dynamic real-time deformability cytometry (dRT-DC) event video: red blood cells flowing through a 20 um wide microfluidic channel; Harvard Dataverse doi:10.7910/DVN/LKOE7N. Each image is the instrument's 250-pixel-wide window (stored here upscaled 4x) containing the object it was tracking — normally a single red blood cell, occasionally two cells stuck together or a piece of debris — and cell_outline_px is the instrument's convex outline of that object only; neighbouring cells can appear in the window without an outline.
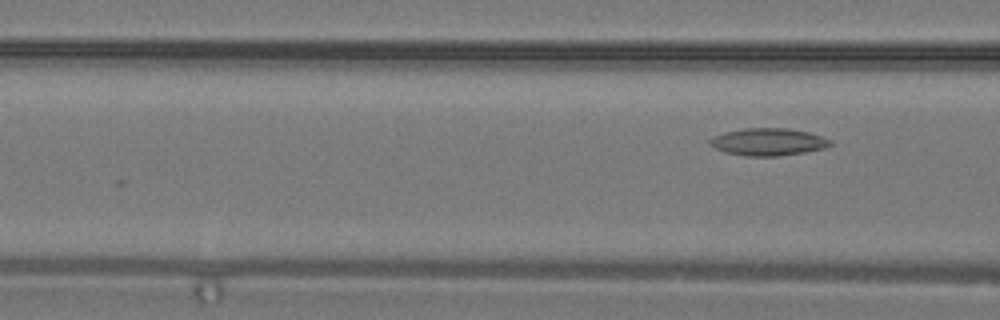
{"species": "common noctule bat (a hibernating species)", "species_latin": "Nyctalus noctula", "temperature_condition": "warm", "stored_images_in_passage": 9, "segment_of_instrument_passage": [2, 2], "camera_frame_rate_fps": 3000, "um_per_image_px": 0.085, "animal": {"sex": "male", "body_mass_g": 19.2, "forearm_length_mm": 51.8}, "frame": {"image": 1, "passage_image": 9, "time_ms": 2.667, "image_size_px": [1000, 320], "cell_outline_px": [[832, 144], [824, 148], [804, 152], [780, 156], [744, 156], [724, 152], [708, 144], [708, 140], [724, 132], [744, 128], [784, 128], [808, 132], [832, 140]], "centroid_in_image_um": [65.28, 12.06], "position_along_channel_um": 101.3, "area_um2": 19.13}}